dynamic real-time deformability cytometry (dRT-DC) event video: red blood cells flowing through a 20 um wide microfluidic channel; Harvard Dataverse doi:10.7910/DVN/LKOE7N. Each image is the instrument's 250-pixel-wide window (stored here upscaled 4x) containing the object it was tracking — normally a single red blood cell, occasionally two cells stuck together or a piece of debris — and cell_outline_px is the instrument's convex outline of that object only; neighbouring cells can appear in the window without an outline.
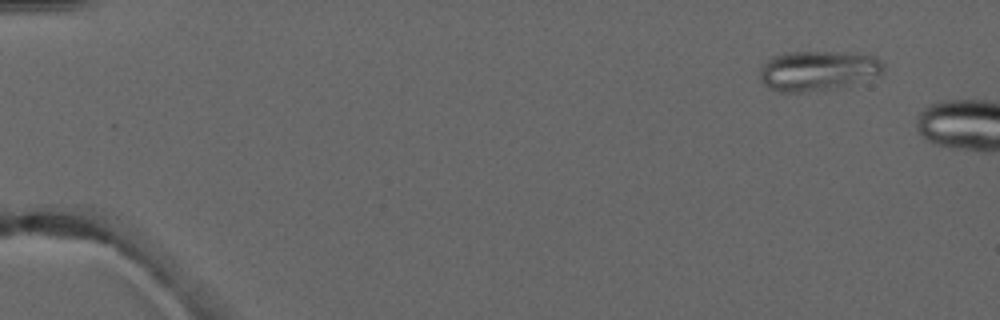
{"species": "common noctule bat (a hibernating species)", "species_latin": "Nyctalus noctula", "temperature_condition": "warm", "stored_images_in_passage": 3, "camera_frame_rate_fps": 3000, "um_per_image_px": 0.085, "animal": {"sex": "male", "forearm_length_mm": 52.5}, "frame": {"image": 1, "passage_image": 1, "time_ms": 0.0, "image_size_px": [1000, 320], "cell_outline_px": [[884, 68], [880, 72], [844, 84], [828, 88], [800, 92], [780, 92], [768, 88], [760, 80], [760, 68], [772, 56], [788, 52], [848, 52], [876, 56], [884, 64]], "centroid_in_image_um": [69.41, 5.97], "position_along_channel_um": 15.6, "area_um2": 27.86}}